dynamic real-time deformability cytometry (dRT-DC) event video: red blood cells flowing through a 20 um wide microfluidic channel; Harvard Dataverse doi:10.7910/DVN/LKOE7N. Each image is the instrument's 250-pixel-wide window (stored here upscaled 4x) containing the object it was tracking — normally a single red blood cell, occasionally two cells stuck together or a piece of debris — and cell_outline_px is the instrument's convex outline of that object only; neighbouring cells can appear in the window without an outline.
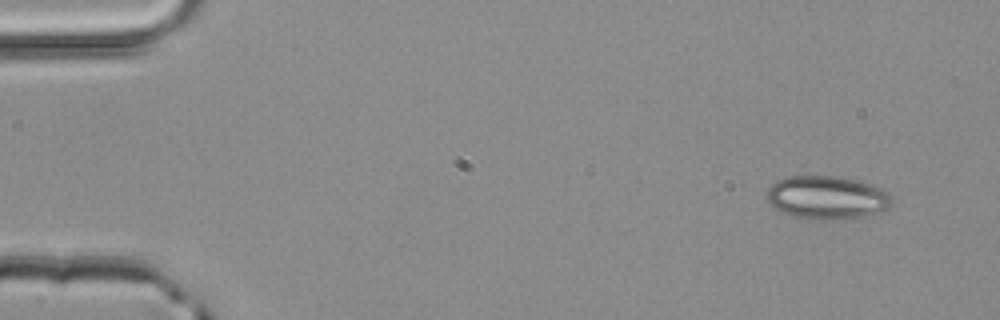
{"species": "common noctule bat (a hibernating species)", "species_latin": "Nyctalus noctula", "temperature_condition": "room temperature", "stored_images_in_passage": 3, "camera_frame_rate_fps": 3000, "um_per_image_px": 0.085, "animal": {"sex": "male", "body_mass_g": 20.4}, "frame": {"image": 1, "passage_image": 1, "time_ms": 0.0, "image_size_px": [1000, 320], "cell_outline_px": [[892, 200], [888, 208], [864, 216], [796, 216], [784, 212], [776, 208], [768, 200], [768, 188], [776, 180], [788, 176], [832, 176], [856, 180], [880, 188], [888, 192]], "centroid_in_image_um": [70.28, 16.72], "position_along_channel_um": 14.7, "area_um2": 29.82}}